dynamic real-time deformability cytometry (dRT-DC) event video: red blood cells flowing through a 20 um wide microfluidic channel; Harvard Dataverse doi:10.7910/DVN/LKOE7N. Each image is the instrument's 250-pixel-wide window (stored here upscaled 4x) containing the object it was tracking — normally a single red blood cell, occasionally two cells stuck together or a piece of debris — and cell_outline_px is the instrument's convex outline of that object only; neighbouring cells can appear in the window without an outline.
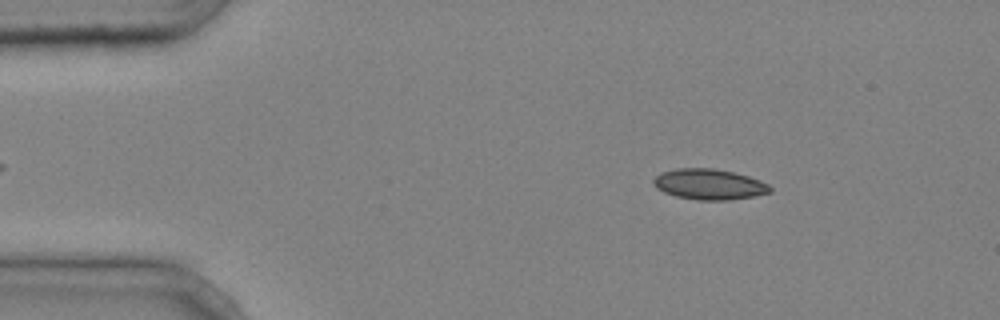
{"species": "common noctule bat (a hibernating species)", "species_latin": "Nyctalus noctula", "temperature_condition": "cold", "stored_images_in_passage": 4, "camera_frame_rate_fps": 3000, "um_per_image_px": 0.085, "animal": {"sex": "male", "body_mass_g": 20.4}, "frame": {"image": 1, "passage_image": 4, "time_ms": 1.0, "image_size_px": [1000, 320], "cell_outline_px": [[772, 192], [756, 196], [728, 200], [700, 200], [676, 196], [664, 192], [656, 188], [652, 184], [652, 180], [660, 172], [676, 168], [712, 168], [732, 172], [748, 176], [760, 180], [768, 184], [772, 188]], "centroid_in_image_um": [60.27, 15.66], "position_along_channel_um": 24.7, "area_um2": 20.92}}